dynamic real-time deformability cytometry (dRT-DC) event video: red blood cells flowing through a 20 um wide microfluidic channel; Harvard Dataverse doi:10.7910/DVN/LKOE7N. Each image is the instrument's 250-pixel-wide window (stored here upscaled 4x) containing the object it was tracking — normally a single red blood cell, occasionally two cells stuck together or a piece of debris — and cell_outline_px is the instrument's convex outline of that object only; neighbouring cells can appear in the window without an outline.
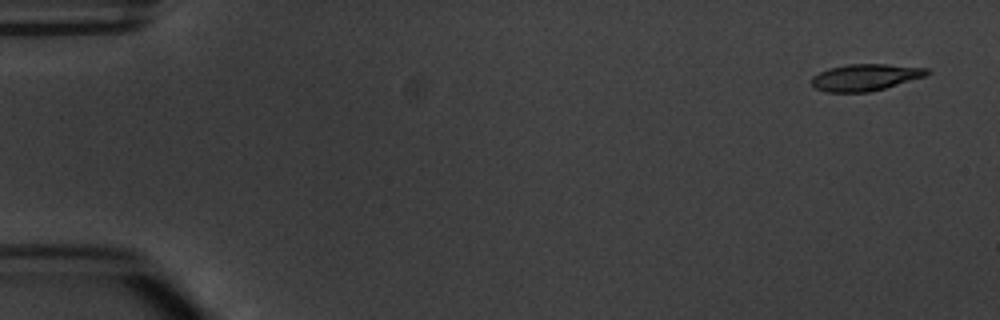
{"species": "common noctule bat (a hibernating species)", "species_latin": "Nyctalus noctula", "temperature_condition": "warm", "stored_images_in_passage": 6, "camera_frame_rate_fps": 3000, "um_per_image_px": 0.085, "animal": {"sex": "male", "body_mass_g": 20.1, "forearm_length_mm": 53.5}, "frame": {"image": 1, "passage_image": 1, "time_ms": 0.0, "image_size_px": [1000, 320], "cell_outline_px": [[932, 72], [928, 76], [872, 92], [828, 92], [816, 88], [812, 84], [812, 76], [828, 68], [848, 64], [884, 64], [928, 68]], "centroid_in_image_um": [73.61, 6.57], "position_along_channel_um": 11.4, "area_um2": 18.15}}
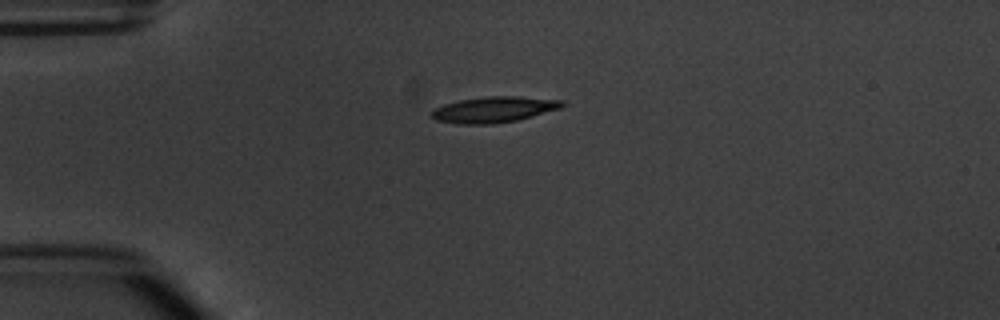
{"frame": {"image": 2, "passage_image": 4, "time_ms": 3.667, "image_size_px": [1000, 320], "cell_outline_px": [[564, 104], [560, 108], [516, 120], [492, 124], [460, 124], [436, 120], [428, 112], [432, 108], [444, 104], [460, 100], [484, 96], [520, 96], [564, 100]], "centroid_in_image_um": [41.93, 9.3], "position_along_channel_um": 43.1, "area_um2": 19.71}}